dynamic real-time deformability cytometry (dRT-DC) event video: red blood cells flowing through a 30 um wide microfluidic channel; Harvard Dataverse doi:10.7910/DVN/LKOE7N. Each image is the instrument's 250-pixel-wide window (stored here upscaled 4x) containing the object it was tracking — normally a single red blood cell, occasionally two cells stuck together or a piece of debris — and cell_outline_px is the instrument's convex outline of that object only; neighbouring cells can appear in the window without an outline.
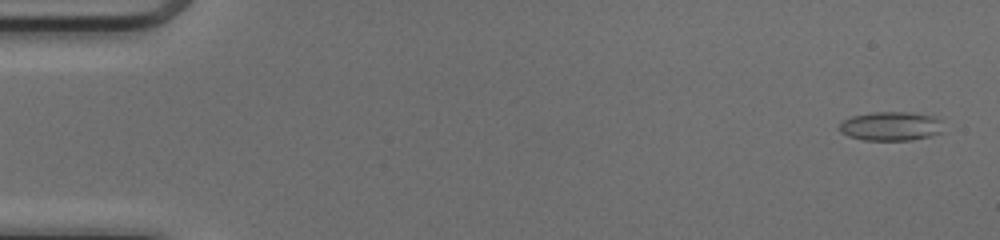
{"species": "common noctule bat (a hibernating species)", "species_latin": "Nyctalus noctula", "temperature_condition": "cold", "stored_images_in_passage": 50, "camera_frame_rate_fps": 3000, "um_per_image_px": 0.085, "animal": {"sex": "female", "body_mass_g": 17.0, "forearm_length_mm": 48.0}, "frame": {"image": 1, "passage_image": 2, "time_ms": 0.333, "image_size_px": [1000, 240], "cell_outline_px": [[944, 132], [932, 136], [912, 140], [864, 140], [848, 136], [840, 132], [840, 124], [844, 120], [852, 116], [872, 112], [904, 112], [936, 116], [940, 120]], "centroid_in_image_um": [75.76, 10.73], "position_along_channel_um": 9.2, "area_um2": 17.69}}
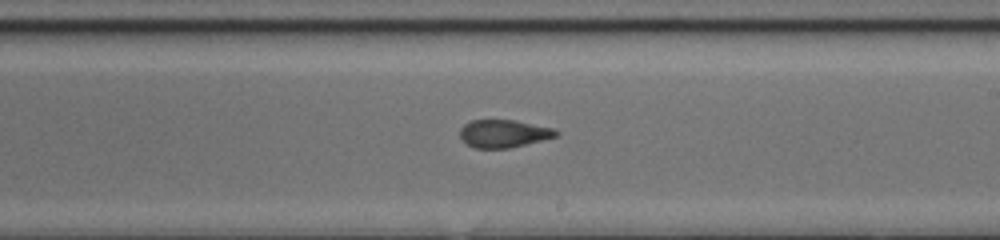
{"frame": {"image": 2, "passage_image": 30, "time_ms": 9.667, "image_size_px": [1000, 240], "cell_outline_px": [[560, 132], [556, 136], [508, 148], [472, 148], [460, 140], [460, 128], [464, 124], [472, 120], [516, 120], [552, 128]], "centroid_in_image_um": [42.74, 11.35], "position_along_channel_um": 246.3, "area_um2": 15.49}}
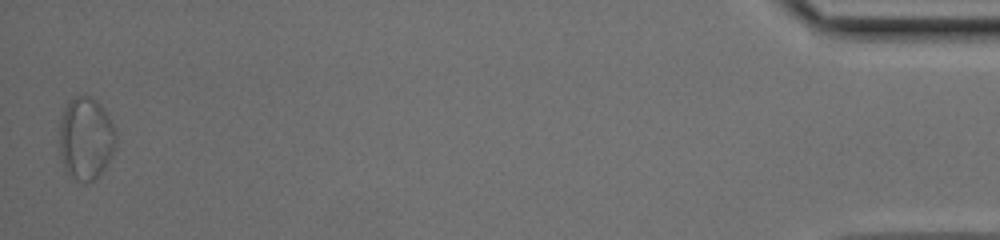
{"frame": {"image": 3, "passage_image": 50, "time_ms": 16.333, "image_size_px": [1000, 240], "cell_outline_px": [[116, 144], [112, 156], [104, 168], [92, 180], [84, 184], [68, 176], [64, 168], [60, 152], [60, 120], [64, 108], [68, 100], [72, 96], [92, 96], [104, 108], [116, 128]], "centroid_in_image_um": [7.3, 11.75], "position_along_channel_um": 427.9, "area_um2": 27.63}, "authors_computed_cell_mechanics": {"area_um2": 16.5886, "velocity_mm_per_s": 4.1412, "shape_relaxation_time_tau1_ms": null, "shape_relaxation_time_tau2_ms": 1.4544, "deformation_change_tau1": null, "deformation_change_tau2": 0.0793}}